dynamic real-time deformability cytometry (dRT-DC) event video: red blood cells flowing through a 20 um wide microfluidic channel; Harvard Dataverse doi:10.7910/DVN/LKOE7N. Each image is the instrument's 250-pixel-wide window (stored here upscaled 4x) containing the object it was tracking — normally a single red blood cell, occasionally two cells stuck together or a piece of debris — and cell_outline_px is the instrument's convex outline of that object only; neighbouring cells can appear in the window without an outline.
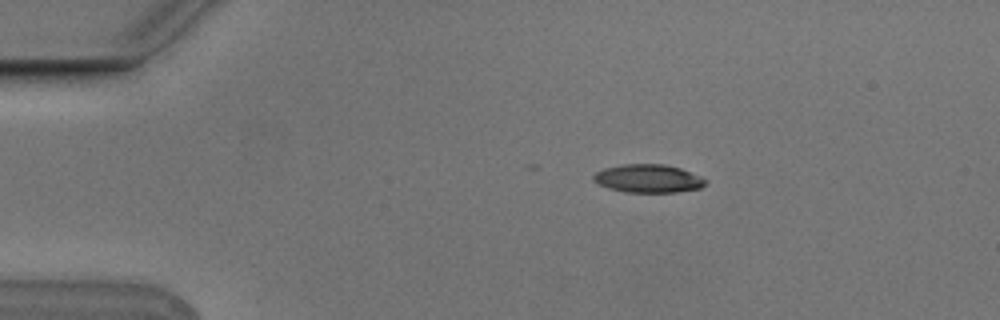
{"species": "Egyptian fruit bat (a non-hibernating species)", "species_latin": "Rousettus aegyptiacus", "temperature_condition": "cold", "stored_images_in_passage": 9, "camera_frame_rate_fps": 3000, "um_per_image_px": 0.085, "animal": {"sex": "male"}, "frame": {"image": 1, "passage_image": 1, "time_ms": 0.0, "image_size_px": [1000, 320], "cell_outline_px": [[708, 184], [700, 188], [676, 192], [624, 192], [608, 188], [592, 180], [592, 176], [596, 172], [604, 168], [624, 164], [664, 164], [680, 168], [700, 176], [708, 180]], "centroid_in_image_um": [55.11, 15.17], "position_along_channel_um": 29.9, "area_um2": 18.5}}
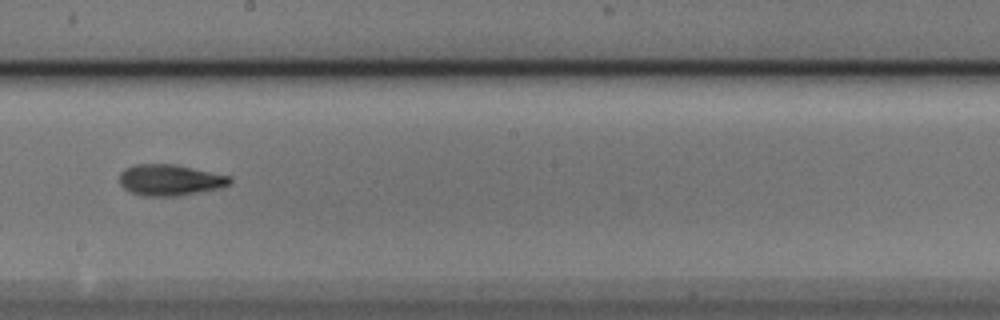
{"frame": {"image": 2, "passage_image": 7, "time_ms": 2.0, "image_size_px": [1000, 320], "cell_outline_px": [[232, 184], [220, 188], [180, 196], [140, 196], [124, 188], [120, 184], [120, 172], [124, 168], [136, 164], [176, 164], [232, 176]], "centroid_in_image_um": [14.48, 15.3], "position_along_channel_um": 233.7, "area_um2": 20.35}}
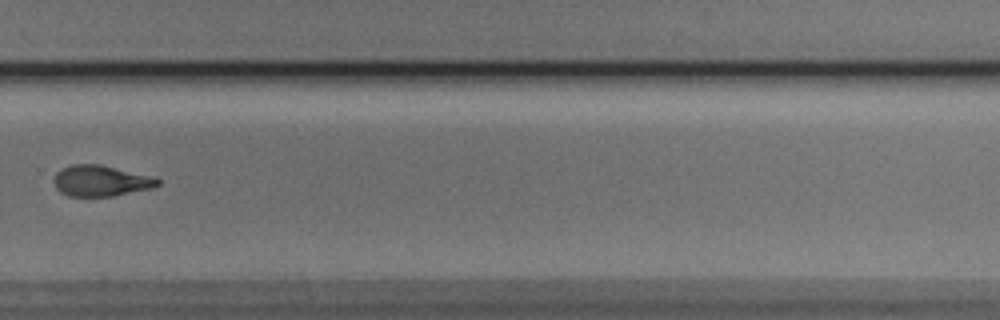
{"frame": {"image": 3, "passage_image": 9, "time_ms": 2.667, "image_size_px": [1000, 320], "cell_outline_px": [[160, 184], [152, 188], [112, 196], [68, 196], [60, 192], [56, 188], [52, 180], [56, 172], [60, 168], [72, 164], [100, 164], [148, 176], [160, 180]], "centroid_in_image_um": [8.49, 15.37], "position_along_channel_um": 321.3, "area_um2": 18.61}}